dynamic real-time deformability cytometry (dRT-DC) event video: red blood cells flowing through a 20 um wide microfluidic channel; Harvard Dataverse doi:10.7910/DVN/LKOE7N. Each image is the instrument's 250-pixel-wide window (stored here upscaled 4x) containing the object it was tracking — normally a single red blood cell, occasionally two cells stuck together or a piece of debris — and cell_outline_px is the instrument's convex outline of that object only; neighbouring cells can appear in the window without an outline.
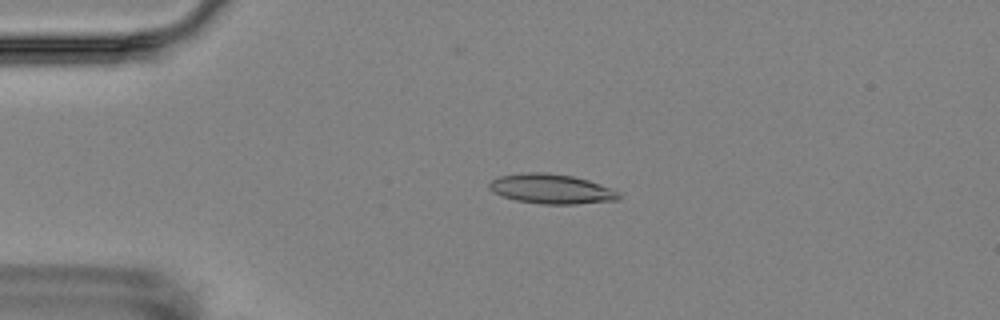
{"species": "Egyptian fruit bat (a non-hibernating species)", "species_latin": "Rousettus aegyptiacus", "temperature_condition": "room temperature", "stored_images_in_passage": 5, "camera_frame_rate_fps": 3000, "um_per_image_px": 0.085, "animal": {"sex": "female"}, "frame": {"image": 1, "passage_image": 4, "time_ms": 3.333, "image_size_px": [1000, 320], "cell_outline_px": [[620, 200], [576, 204], [544, 204], [516, 200], [492, 192], [488, 188], [488, 184], [492, 180], [500, 176], [528, 172], [548, 172], [572, 176], [588, 180], [612, 188], [620, 192]], "centroid_in_image_um": [46.9, 16.06], "position_along_channel_um": 38.1, "area_um2": 22.48}}